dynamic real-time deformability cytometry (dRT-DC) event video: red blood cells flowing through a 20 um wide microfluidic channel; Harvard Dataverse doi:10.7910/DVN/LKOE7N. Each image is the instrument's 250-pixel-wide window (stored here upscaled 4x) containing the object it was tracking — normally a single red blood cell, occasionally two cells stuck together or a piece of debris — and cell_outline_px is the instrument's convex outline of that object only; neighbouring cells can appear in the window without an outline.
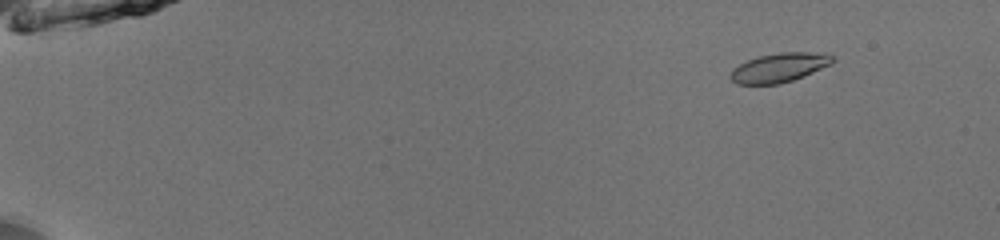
{"species": "common noctule bat (a hibernating species)", "species_latin": "Nyctalus noctula", "temperature_condition": "room temperature", "stored_images_in_passage": 54, "camera_frame_rate_fps": 3000, "um_per_image_px": 0.085, "animal": {"sex": "male", "body_mass_g": 13.0, "forearm_length_mm": 53.1}, "frame": {"image": 1, "passage_image": 7, "time_ms": 2.0, "image_size_px": [1000, 240], "cell_outline_px": [[836, 60], [832, 64], [804, 76], [780, 84], [736, 84], [728, 76], [732, 68], [748, 60], [760, 56], [780, 52], [828, 52]], "centroid_in_image_um": [66.27, 5.74], "position_along_channel_um": 18.7, "area_um2": 17.57}}
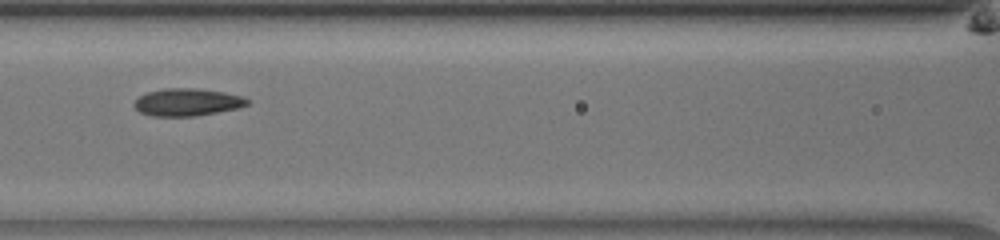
{"frame": {"image": 2, "passage_image": 27, "time_ms": 8.667, "image_size_px": [1000, 240], "cell_outline_px": [[248, 104], [240, 108], [192, 116], [152, 116], [140, 112], [132, 104], [140, 96], [148, 92], [164, 88], [200, 88], [224, 92], [244, 96], [248, 100]], "centroid_in_image_um": [15.93, 8.67], "position_along_channel_um": 150.7, "area_um2": 18.09}}
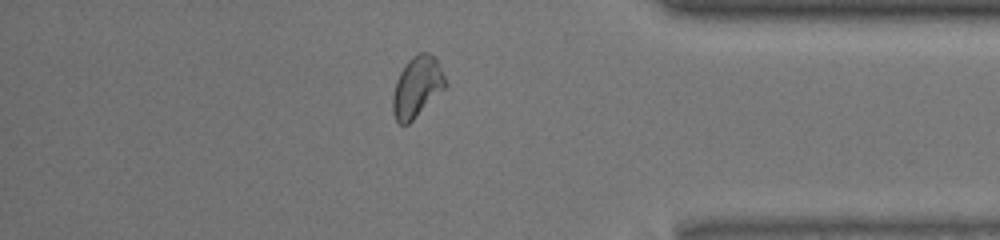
{"frame": {"image": 3, "passage_image": 47, "time_ms": 15.333, "image_size_px": [1000, 240], "cell_outline_px": [[448, 84], [408, 124], [400, 124], [396, 120], [392, 112], [392, 96], [396, 80], [400, 72], [408, 60], [412, 56], [420, 52], [428, 52], [436, 56]], "centroid_in_image_um": [35.44, 7.35], "position_along_channel_um": 399.8, "area_um2": 18.55}, "authors_computed_cell_mechanics": {"area_um2": 17.629, "velocity_mm_per_s": 3.9707, "shape_relaxation_time_tau1_ms": 6.9627, "shape_relaxation_time_tau2_ms": 1.9501, "deformation_change_tau1": 0.1489, "deformation_change_tau2": 0.037}}